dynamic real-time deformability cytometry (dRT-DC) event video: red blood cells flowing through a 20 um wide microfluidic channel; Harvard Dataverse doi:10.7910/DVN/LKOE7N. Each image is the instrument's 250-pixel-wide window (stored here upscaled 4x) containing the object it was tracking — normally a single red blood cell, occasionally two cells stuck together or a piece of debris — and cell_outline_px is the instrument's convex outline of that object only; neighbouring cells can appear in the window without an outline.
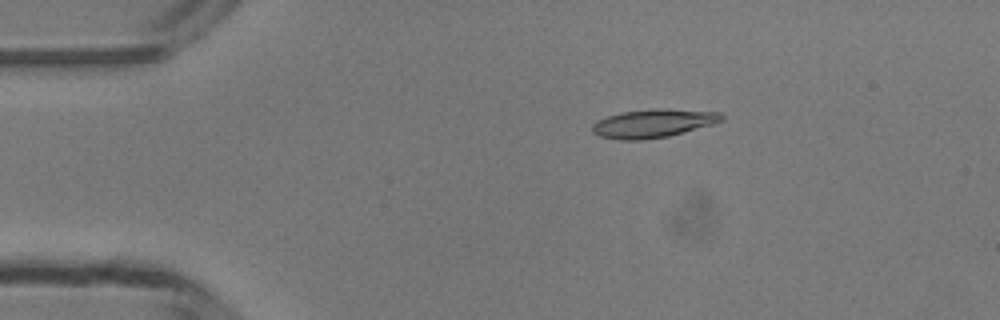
{"species": "common noctule bat (a hibernating species)", "species_latin": "Nyctalus noctula", "temperature_condition": "room temperature", "stored_images_in_passage": 41, "camera_frame_rate_fps": 3000, "um_per_image_px": 0.085, "animal": {"sex": "male", "body_mass_g": 13.3}, "frame": {"image": 1, "passage_image": 1, "time_ms": 0.0, "image_size_px": [1000, 320], "cell_outline_px": [[724, 120], [716, 124], [668, 136], [644, 140], [620, 140], [600, 136], [592, 132], [592, 124], [596, 120], [620, 112], [656, 108], [664, 108], [720, 112], [724, 116]], "centroid_in_image_um": [55.55, 10.48], "position_along_channel_um": 29.5, "area_um2": 21.73}}
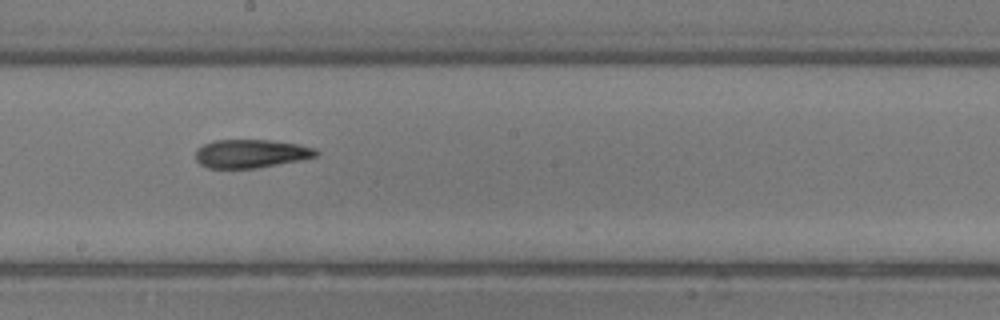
{"frame": {"image": 2, "passage_image": 19, "time_ms": 6.0, "image_size_px": [1000, 320], "cell_outline_px": [[320, 152], [316, 156], [300, 160], [256, 168], [208, 168], [200, 164], [196, 160], [196, 148], [212, 140], [272, 140], [296, 144], [316, 148]], "centroid_in_image_um": [21.31, 13.05], "position_along_channel_um": 226.9, "area_um2": 20.0}}
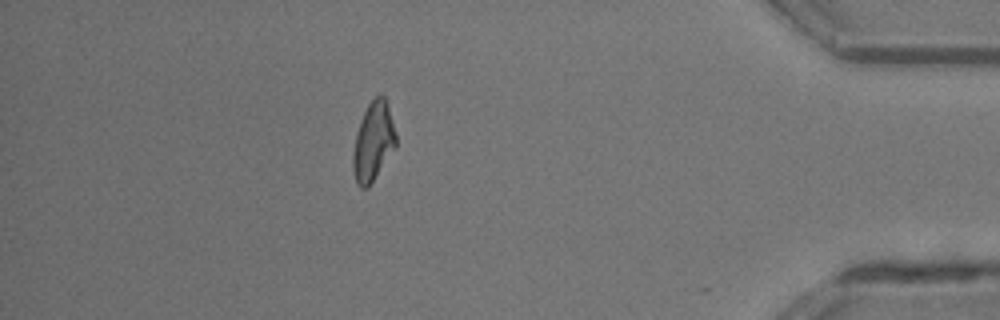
{"frame": {"image": 3, "passage_image": 35, "time_ms": 11.333, "image_size_px": [1000, 320], "cell_outline_px": [[396, 148], [368, 188], [360, 188], [356, 184], [352, 168], [352, 156], [356, 132], [364, 112], [368, 104], [380, 92], [384, 96], [388, 104], [396, 136]], "centroid_in_image_um": [31.72, 12.06], "position_along_channel_um": 403.5, "area_um2": 19.94}, "authors_computed_cell_mechanics": {"area_um2": 19.9988, "velocity_mm_per_s": 4.2038, "shape_relaxation_time_tau1_ms": 6.5893, "shape_relaxation_time_tau2_ms": 7.7155, "deformation_change_tau1": 0.1801, "deformation_change_tau2": 0.2058}}